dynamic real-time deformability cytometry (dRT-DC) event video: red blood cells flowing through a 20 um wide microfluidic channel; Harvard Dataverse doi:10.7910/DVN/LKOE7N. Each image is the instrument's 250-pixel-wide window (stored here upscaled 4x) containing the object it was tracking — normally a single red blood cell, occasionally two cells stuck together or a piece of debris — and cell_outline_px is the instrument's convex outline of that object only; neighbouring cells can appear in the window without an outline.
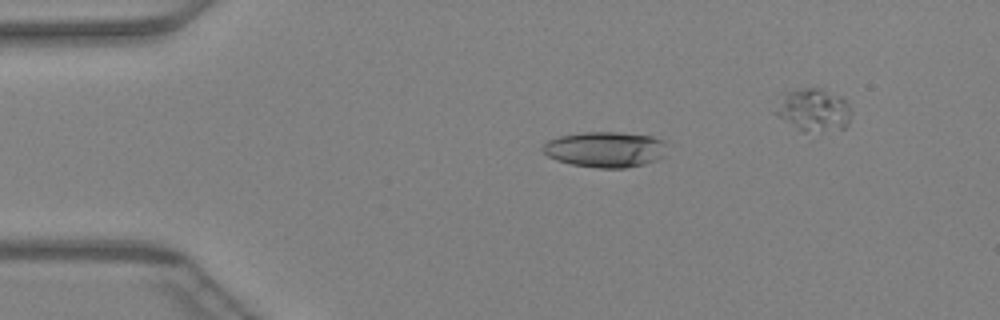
{"species": "Egyptian fruit bat (a non-hibernating species)", "species_latin": "Rousettus aegyptiacus", "temperature_condition": "warm", "stored_images_in_passage": 41, "camera_frame_rate_fps": 3000, "um_per_image_px": 0.085, "animal": {"sex": "female"}, "frame": {"image": 1, "passage_image": 10, "time_ms": 3.0, "image_size_px": [1000, 320], "cell_outline_px": [[664, 156], [656, 160], [644, 164], [624, 168], [596, 168], [572, 164], [556, 160], [548, 156], [540, 148], [548, 140], [560, 136], [584, 132], [616, 132], [652, 136], [664, 140]], "centroid_in_image_um": [51.42, 12.7], "position_along_channel_um": 33.6, "area_um2": 25.72}}
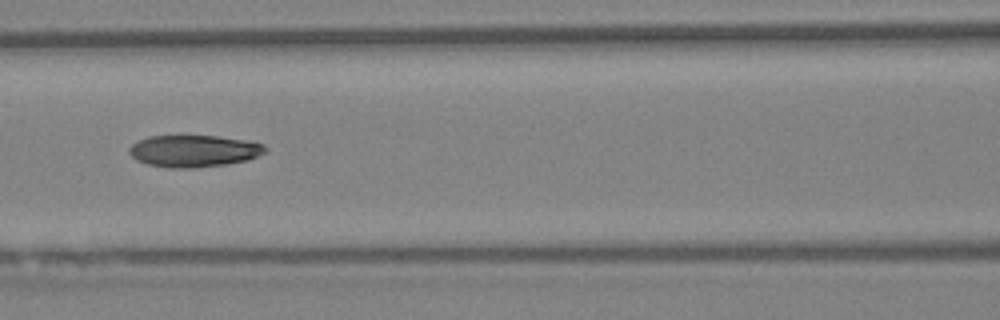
{"frame": {"image": 2, "passage_image": 21, "time_ms": 6.667, "image_size_px": [1000, 320], "cell_outline_px": [[268, 152], [248, 160], [224, 164], [196, 168], [168, 168], [148, 164], [136, 160], [128, 152], [128, 148], [132, 144], [148, 136], [216, 136], [244, 140], [264, 144], [268, 148]], "centroid_in_image_um": [16.49, 12.84], "position_along_channel_um": 150.1, "area_um2": 25.37}}
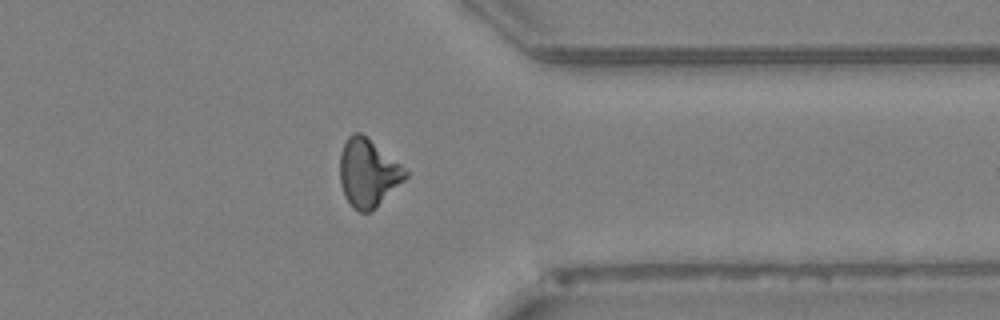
{"frame": {"image": 3, "passage_image": 37, "time_ms": 12.0, "image_size_px": [1000, 320], "cell_outline_px": [[408, 176], [372, 212], [360, 212], [344, 196], [340, 184], [340, 152], [348, 136], [352, 132], [360, 132], [400, 164], [408, 172]], "centroid_in_image_um": [31.26, 14.7], "position_along_channel_um": 380.1, "area_um2": 25.61}}